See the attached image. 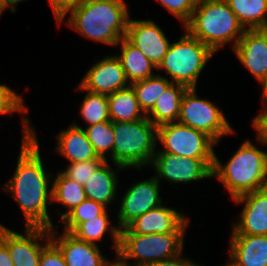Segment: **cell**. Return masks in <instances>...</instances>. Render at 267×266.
<instances>
[{
	"instance_id": "9",
	"label": "cell",
	"mask_w": 267,
	"mask_h": 266,
	"mask_svg": "<svg viewBox=\"0 0 267 266\" xmlns=\"http://www.w3.org/2000/svg\"><path fill=\"white\" fill-rule=\"evenodd\" d=\"M157 140L162 143V152L194 159H215L213 145L217 143L207 134L180 122L158 126Z\"/></svg>"
},
{
	"instance_id": "43",
	"label": "cell",
	"mask_w": 267,
	"mask_h": 266,
	"mask_svg": "<svg viewBox=\"0 0 267 266\" xmlns=\"http://www.w3.org/2000/svg\"><path fill=\"white\" fill-rule=\"evenodd\" d=\"M224 266H236L235 264H233L231 261L229 263H227L226 265Z\"/></svg>"
},
{
	"instance_id": "21",
	"label": "cell",
	"mask_w": 267,
	"mask_h": 266,
	"mask_svg": "<svg viewBox=\"0 0 267 266\" xmlns=\"http://www.w3.org/2000/svg\"><path fill=\"white\" fill-rule=\"evenodd\" d=\"M108 159L84 183L87 199L108 207L114 199L118 188L117 171L110 168Z\"/></svg>"
},
{
	"instance_id": "10",
	"label": "cell",
	"mask_w": 267,
	"mask_h": 266,
	"mask_svg": "<svg viewBox=\"0 0 267 266\" xmlns=\"http://www.w3.org/2000/svg\"><path fill=\"white\" fill-rule=\"evenodd\" d=\"M213 164L214 159L184 158L158 151L150 166L155 169L154 176L159 182L166 179L170 183H190L213 177Z\"/></svg>"
},
{
	"instance_id": "41",
	"label": "cell",
	"mask_w": 267,
	"mask_h": 266,
	"mask_svg": "<svg viewBox=\"0 0 267 266\" xmlns=\"http://www.w3.org/2000/svg\"><path fill=\"white\" fill-rule=\"evenodd\" d=\"M262 85V96H267V75L265 79L260 83Z\"/></svg>"
},
{
	"instance_id": "45",
	"label": "cell",
	"mask_w": 267,
	"mask_h": 266,
	"mask_svg": "<svg viewBox=\"0 0 267 266\" xmlns=\"http://www.w3.org/2000/svg\"><path fill=\"white\" fill-rule=\"evenodd\" d=\"M0 242H1V225H0Z\"/></svg>"
},
{
	"instance_id": "44",
	"label": "cell",
	"mask_w": 267,
	"mask_h": 266,
	"mask_svg": "<svg viewBox=\"0 0 267 266\" xmlns=\"http://www.w3.org/2000/svg\"><path fill=\"white\" fill-rule=\"evenodd\" d=\"M266 164H267V151H266ZM266 177H267V165H266Z\"/></svg>"
},
{
	"instance_id": "14",
	"label": "cell",
	"mask_w": 267,
	"mask_h": 266,
	"mask_svg": "<svg viewBox=\"0 0 267 266\" xmlns=\"http://www.w3.org/2000/svg\"><path fill=\"white\" fill-rule=\"evenodd\" d=\"M188 223L183 213L162 204L137 217L120 234L186 233Z\"/></svg>"
},
{
	"instance_id": "8",
	"label": "cell",
	"mask_w": 267,
	"mask_h": 266,
	"mask_svg": "<svg viewBox=\"0 0 267 266\" xmlns=\"http://www.w3.org/2000/svg\"><path fill=\"white\" fill-rule=\"evenodd\" d=\"M197 88H188L181 100L178 122L210 136L216 143L234 133L223 111L211 100L200 99Z\"/></svg>"
},
{
	"instance_id": "26",
	"label": "cell",
	"mask_w": 267,
	"mask_h": 266,
	"mask_svg": "<svg viewBox=\"0 0 267 266\" xmlns=\"http://www.w3.org/2000/svg\"><path fill=\"white\" fill-rule=\"evenodd\" d=\"M245 29H267V0H226Z\"/></svg>"
},
{
	"instance_id": "40",
	"label": "cell",
	"mask_w": 267,
	"mask_h": 266,
	"mask_svg": "<svg viewBox=\"0 0 267 266\" xmlns=\"http://www.w3.org/2000/svg\"><path fill=\"white\" fill-rule=\"evenodd\" d=\"M24 0H1V14L5 11L6 8H10L12 13L16 12L15 4L18 2H23Z\"/></svg>"
},
{
	"instance_id": "37",
	"label": "cell",
	"mask_w": 267,
	"mask_h": 266,
	"mask_svg": "<svg viewBox=\"0 0 267 266\" xmlns=\"http://www.w3.org/2000/svg\"><path fill=\"white\" fill-rule=\"evenodd\" d=\"M82 0H49L56 22L60 25L66 19L68 12L75 8Z\"/></svg>"
},
{
	"instance_id": "39",
	"label": "cell",
	"mask_w": 267,
	"mask_h": 266,
	"mask_svg": "<svg viewBox=\"0 0 267 266\" xmlns=\"http://www.w3.org/2000/svg\"><path fill=\"white\" fill-rule=\"evenodd\" d=\"M0 266H14L8 247L0 242Z\"/></svg>"
},
{
	"instance_id": "22",
	"label": "cell",
	"mask_w": 267,
	"mask_h": 266,
	"mask_svg": "<svg viewBox=\"0 0 267 266\" xmlns=\"http://www.w3.org/2000/svg\"><path fill=\"white\" fill-rule=\"evenodd\" d=\"M188 87L172 83L156 100L146 117L155 125L177 122L180 115L181 100Z\"/></svg>"
},
{
	"instance_id": "12",
	"label": "cell",
	"mask_w": 267,
	"mask_h": 266,
	"mask_svg": "<svg viewBox=\"0 0 267 266\" xmlns=\"http://www.w3.org/2000/svg\"><path fill=\"white\" fill-rule=\"evenodd\" d=\"M160 186L155 176L132 184L121 200L117 215L118 228H126L137 217L161 206Z\"/></svg>"
},
{
	"instance_id": "16",
	"label": "cell",
	"mask_w": 267,
	"mask_h": 266,
	"mask_svg": "<svg viewBox=\"0 0 267 266\" xmlns=\"http://www.w3.org/2000/svg\"><path fill=\"white\" fill-rule=\"evenodd\" d=\"M233 201L243 202L244 207L231 235H267V187L240 195Z\"/></svg>"
},
{
	"instance_id": "1",
	"label": "cell",
	"mask_w": 267,
	"mask_h": 266,
	"mask_svg": "<svg viewBox=\"0 0 267 266\" xmlns=\"http://www.w3.org/2000/svg\"><path fill=\"white\" fill-rule=\"evenodd\" d=\"M22 127V145L16 169L13 177L4 184V190L8 191L20 206L25 218V227L51 229L54 226L47 205L53 203L52 186L49 185V179L53 174L46 173L44 169L34 127Z\"/></svg>"
},
{
	"instance_id": "5",
	"label": "cell",
	"mask_w": 267,
	"mask_h": 266,
	"mask_svg": "<svg viewBox=\"0 0 267 266\" xmlns=\"http://www.w3.org/2000/svg\"><path fill=\"white\" fill-rule=\"evenodd\" d=\"M157 129L147 117L131 122H113L114 145L110 155L116 168L150 165L157 145Z\"/></svg>"
},
{
	"instance_id": "7",
	"label": "cell",
	"mask_w": 267,
	"mask_h": 266,
	"mask_svg": "<svg viewBox=\"0 0 267 266\" xmlns=\"http://www.w3.org/2000/svg\"><path fill=\"white\" fill-rule=\"evenodd\" d=\"M185 233L167 234H120L116 257L129 265L128 259H135L129 266H148L182 254Z\"/></svg>"
},
{
	"instance_id": "25",
	"label": "cell",
	"mask_w": 267,
	"mask_h": 266,
	"mask_svg": "<svg viewBox=\"0 0 267 266\" xmlns=\"http://www.w3.org/2000/svg\"><path fill=\"white\" fill-rule=\"evenodd\" d=\"M110 221L106 210L102 215L80 223L71 234L81 241L97 245V241H102L104 234L109 230L114 240L112 245L117 255L121 229L110 225Z\"/></svg>"
},
{
	"instance_id": "30",
	"label": "cell",
	"mask_w": 267,
	"mask_h": 266,
	"mask_svg": "<svg viewBox=\"0 0 267 266\" xmlns=\"http://www.w3.org/2000/svg\"><path fill=\"white\" fill-rule=\"evenodd\" d=\"M80 109L87 126L111 120L107 95L87 91Z\"/></svg>"
},
{
	"instance_id": "4",
	"label": "cell",
	"mask_w": 267,
	"mask_h": 266,
	"mask_svg": "<svg viewBox=\"0 0 267 266\" xmlns=\"http://www.w3.org/2000/svg\"><path fill=\"white\" fill-rule=\"evenodd\" d=\"M266 152L245 140L226 164L215 154L212 176L217 177L232 199L267 187Z\"/></svg>"
},
{
	"instance_id": "15",
	"label": "cell",
	"mask_w": 267,
	"mask_h": 266,
	"mask_svg": "<svg viewBox=\"0 0 267 266\" xmlns=\"http://www.w3.org/2000/svg\"><path fill=\"white\" fill-rule=\"evenodd\" d=\"M125 38L156 67L163 61L171 44L162 29L152 20L130 18Z\"/></svg>"
},
{
	"instance_id": "19",
	"label": "cell",
	"mask_w": 267,
	"mask_h": 266,
	"mask_svg": "<svg viewBox=\"0 0 267 266\" xmlns=\"http://www.w3.org/2000/svg\"><path fill=\"white\" fill-rule=\"evenodd\" d=\"M229 251L236 266H267V235H231Z\"/></svg>"
},
{
	"instance_id": "20",
	"label": "cell",
	"mask_w": 267,
	"mask_h": 266,
	"mask_svg": "<svg viewBox=\"0 0 267 266\" xmlns=\"http://www.w3.org/2000/svg\"><path fill=\"white\" fill-rule=\"evenodd\" d=\"M56 138L55 151L68 159L69 163L104 159L97 155L85 130L76 123L60 131Z\"/></svg>"
},
{
	"instance_id": "35",
	"label": "cell",
	"mask_w": 267,
	"mask_h": 266,
	"mask_svg": "<svg viewBox=\"0 0 267 266\" xmlns=\"http://www.w3.org/2000/svg\"><path fill=\"white\" fill-rule=\"evenodd\" d=\"M39 266H67L60 249L51 240L43 247Z\"/></svg>"
},
{
	"instance_id": "13",
	"label": "cell",
	"mask_w": 267,
	"mask_h": 266,
	"mask_svg": "<svg viewBox=\"0 0 267 266\" xmlns=\"http://www.w3.org/2000/svg\"><path fill=\"white\" fill-rule=\"evenodd\" d=\"M129 86L120 60L116 55H110L91 66L77 89L108 96Z\"/></svg>"
},
{
	"instance_id": "38",
	"label": "cell",
	"mask_w": 267,
	"mask_h": 266,
	"mask_svg": "<svg viewBox=\"0 0 267 266\" xmlns=\"http://www.w3.org/2000/svg\"><path fill=\"white\" fill-rule=\"evenodd\" d=\"M148 266H201V265L190 261L188 258H185V257L183 258L181 254H179L176 257L162 260V261L150 264Z\"/></svg>"
},
{
	"instance_id": "33",
	"label": "cell",
	"mask_w": 267,
	"mask_h": 266,
	"mask_svg": "<svg viewBox=\"0 0 267 266\" xmlns=\"http://www.w3.org/2000/svg\"><path fill=\"white\" fill-rule=\"evenodd\" d=\"M105 161V159H95L84 162L69 163L67 169L61 172L68 178L84 185L88 178L92 176Z\"/></svg>"
},
{
	"instance_id": "11",
	"label": "cell",
	"mask_w": 267,
	"mask_h": 266,
	"mask_svg": "<svg viewBox=\"0 0 267 266\" xmlns=\"http://www.w3.org/2000/svg\"><path fill=\"white\" fill-rule=\"evenodd\" d=\"M1 241L8 247L14 266H39L41 252L50 241V232L44 227H26L25 234L8 229L1 223Z\"/></svg>"
},
{
	"instance_id": "2",
	"label": "cell",
	"mask_w": 267,
	"mask_h": 266,
	"mask_svg": "<svg viewBox=\"0 0 267 266\" xmlns=\"http://www.w3.org/2000/svg\"><path fill=\"white\" fill-rule=\"evenodd\" d=\"M128 11L122 0H82L68 12L67 24L92 41L117 46L127 33Z\"/></svg>"
},
{
	"instance_id": "31",
	"label": "cell",
	"mask_w": 267,
	"mask_h": 266,
	"mask_svg": "<svg viewBox=\"0 0 267 266\" xmlns=\"http://www.w3.org/2000/svg\"><path fill=\"white\" fill-rule=\"evenodd\" d=\"M107 210L103 204L86 199L71 210L63 219L65 232L71 233L80 223L102 215Z\"/></svg>"
},
{
	"instance_id": "3",
	"label": "cell",
	"mask_w": 267,
	"mask_h": 266,
	"mask_svg": "<svg viewBox=\"0 0 267 266\" xmlns=\"http://www.w3.org/2000/svg\"><path fill=\"white\" fill-rule=\"evenodd\" d=\"M183 28L214 53L229 42L234 49L246 31L226 0H198Z\"/></svg>"
},
{
	"instance_id": "29",
	"label": "cell",
	"mask_w": 267,
	"mask_h": 266,
	"mask_svg": "<svg viewBox=\"0 0 267 266\" xmlns=\"http://www.w3.org/2000/svg\"><path fill=\"white\" fill-rule=\"evenodd\" d=\"M84 130L97 155L107 160L106 154H112L114 145L113 122L103 121L87 126Z\"/></svg>"
},
{
	"instance_id": "27",
	"label": "cell",
	"mask_w": 267,
	"mask_h": 266,
	"mask_svg": "<svg viewBox=\"0 0 267 266\" xmlns=\"http://www.w3.org/2000/svg\"><path fill=\"white\" fill-rule=\"evenodd\" d=\"M52 202L63 204L67 210L61 214V220L76 206L87 199L83 185L68 178L61 171L53 179Z\"/></svg>"
},
{
	"instance_id": "32",
	"label": "cell",
	"mask_w": 267,
	"mask_h": 266,
	"mask_svg": "<svg viewBox=\"0 0 267 266\" xmlns=\"http://www.w3.org/2000/svg\"><path fill=\"white\" fill-rule=\"evenodd\" d=\"M28 112V107L23 102L22 95H18L10 87L5 84H0V115L11 113H22V125H30V121L25 113Z\"/></svg>"
},
{
	"instance_id": "18",
	"label": "cell",
	"mask_w": 267,
	"mask_h": 266,
	"mask_svg": "<svg viewBox=\"0 0 267 266\" xmlns=\"http://www.w3.org/2000/svg\"><path fill=\"white\" fill-rule=\"evenodd\" d=\"M49 229L50 240L60 249L67 266H108L111 261L100 252L99 246L81 241L69 232L56 234Z\"/></svg>"
},
{
	"instance_id": "23",
	"label": "cell",
	"mask_w": 267,
	"mask_h": 266,
	"mask_svg": "<svg viewBox=\"0 0 267 266\" xmlns=\"http://www.w3.org/2000/svg\"><path fill=\"white\" fill-rule=\"evenodd\" d=\"M118 44L121 47V54L116 56L120 60L130 85L155 75L152 70L157 67L125 37L117 43V46Z\"/></svg>"
},
{
	"instance_id": "6",
	"label": "cell",
	"mask_w": 267,
	"mask_h": 266,
	"mask_svg": "<svg viewBox=\"0 0 267 266\" xmlns=\"http://www.w3.org/2000/svg\"><path fill=\"white\" fill-rule=\"evenodd\" d=\"M214 54L207 45L185 30L180 40L170 44L157 69L165 70L171 76L172 83L196 88L201 71Z\"/></svg>"
},
{
	"instance_id": "36",
	"label": "cell",
	"mask_w": 267,
	"mask_h": 266,
	"mask_svg": "<svg viewBox=\"0 0 267 266\" xmlns=\"http://www.w3.org/2000/svg\"><path fill=\"white\" fill-rule=\"evenodd\" d=\"M262 101L267 104V96H262ZM261 113L252 120V127L256 130L257 139L263 145H267V108L263 107Z\"/></svg>"
},
{
	"instance_id": "28",
	"label": "cell",
	"mask_w": 267,
	"mask_h": 266,
	"mask_svg": "<svg viewBox=\"0 0 267 266\" xmlns=\"http://www.w3.org/2000/svg\"><path fill=\"white\" fill-rule=\"evenodd\" d=\"M172 84L167 77L155 74L145 80L131 84L135 90L140 109L146 115L154 106L158 97Z\"/></svg>"
},
{
	"instance_id": "17",
	"label": "cell",
	"mask_w": 267,
	"mask_h": 266,
	"mask_svg": "<svg viewBox=\"0 0 267 266\" xmlns=\"http://www.w3.org/2000/svg\"><path fill=\"white\" fill-rule=\"evenodd\" d=\"M233 51L261 83L267 75V29H246Z\"/></svg>"
},
{
	"instance_id": "24",
	"label": "cell",
	"mask_w": 267,
	"mask_h": 266,
	"mask_svg": "<svg viewBox=\"0 0 267 266\" xmlns=\"http://www.w3.org/2000/svg\"><path fill=\"white\" fill-rule=\"evenodd\" d=\"M107 98L112 122H131L146 117L131 85L108 95Z\"/></svg>"
},
{
	"instance_id": "42",
	"label": "cell",
	"mask_w": 267,
	"mask_h": 266,
	"mask_svg": "<svg viewBox=\"0 0 267 266\" xmlns=\"http://www.w3.org/2000/svg\"><path fill=\"white\" fill-rule=\"evenodd\" d=\"M115 261H111L108 266H129L122 263L117 257H115Z\"/></svg>"
},
{
	"instance_id": "34",
	"label": "cell",
	"mask_w": 267,
	"mask_h": 266,
	"mask_svg": "<svg viewBox=\"0 0 267 266\" xmlns=\"http://www.w3.org/2000/svg\"><path fill=\"white\" fill-rule=\"evenodd\" d=\"M164 8L185 25L191 18L198 0H158Z\"/></svg>"
}]
</instances>
